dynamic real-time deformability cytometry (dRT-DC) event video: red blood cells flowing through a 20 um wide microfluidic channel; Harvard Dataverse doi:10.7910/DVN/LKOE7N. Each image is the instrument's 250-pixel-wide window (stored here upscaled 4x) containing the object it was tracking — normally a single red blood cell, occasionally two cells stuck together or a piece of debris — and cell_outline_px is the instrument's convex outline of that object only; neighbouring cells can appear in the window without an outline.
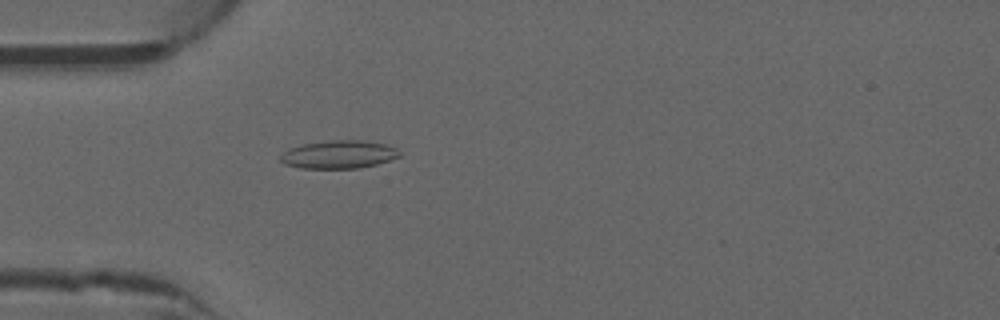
{"species": "common noctule bat (a hibernating species)", "species_latin": "Nyctalus noctula", "temperature_condition": "warm", "stored_images_in_passage": 51, "camera_frame_rate_fps": 3000, "um_per_image_px": 0.085, "animal": {"sex": "male", "forearm_length_mm": 52.5}, "frame": {"image": 1, "passage_image": 15, "time_ms": 4.667, "image_size_px": [1000, 320], "cell_outline_px": [[400, 156], [376, 164], [360, 168], [300, 168], [284, 164], [280, 160], [280, 156], [288, 148], [304, 144], [332, 140], [364, 140], [388, 144], [396, 148], [400, 152]], "centroid_in_image_um": [28.8, 13.12], "position_along_channel_um": 56.2, "area_um2": 19.48}}
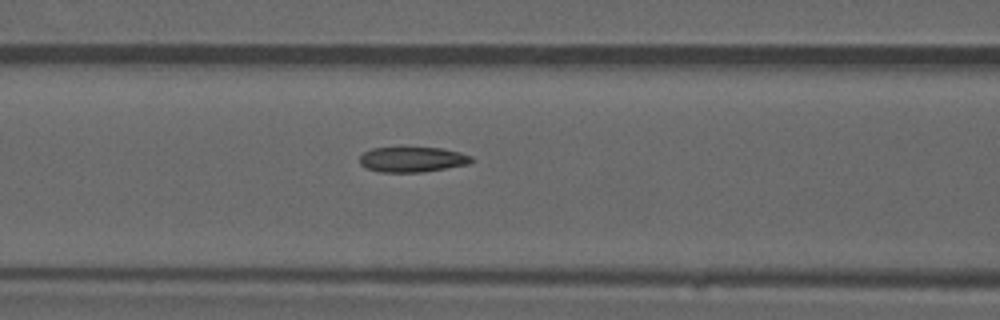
{"frame": {"image": 2, "passage_image": 21, "time_ms": 6.667, "image_size_px": [1000, 320], "cell_outline_px": [[472, 160], [468, 164], [420, 172], [380, 172], [368, 168], [360, 164], [360, 156], [364, 152], [372, 148], [440, 148], [460, 152], [472, 156]], "centroid_in_image_um": [35.03, 13.55], "position_along_channel_um": 131.6, "area_um2": 16.13}}
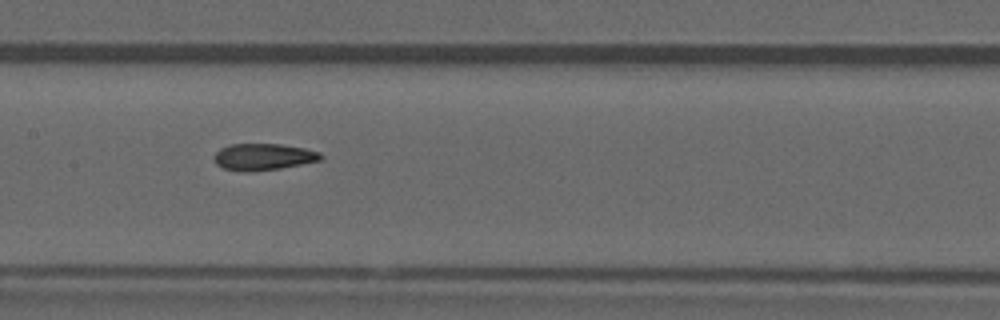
{"frame": {"image": 3, "passage_image": 25, "time_ms": 8.0, "image_size_px": [1000, 320], "cell_outline_px": [[324, 156], [320, 160], [280, 168], [248, 172], [224, 168], [216, 164], [212, 160], [212, 156], [220, 148], [228, 144], [280, 144], [304, 148], [320, 152]], "centroid_in_image_um": [22.34, 13.32], "position_along_channel_um": 185.1, "area_um2": 16.59}, "authors_computed_cell_mechanics": {"area_um2": 16.9354, "velocity_mm_per_s": 4.0104, "shape_relaxation_time_tau1_ms": null, "shape_relaxation_time_tau2_ms": 2.2538, "deformation_change_tau1": null, "deformation_change_tau2": 0.0913}}